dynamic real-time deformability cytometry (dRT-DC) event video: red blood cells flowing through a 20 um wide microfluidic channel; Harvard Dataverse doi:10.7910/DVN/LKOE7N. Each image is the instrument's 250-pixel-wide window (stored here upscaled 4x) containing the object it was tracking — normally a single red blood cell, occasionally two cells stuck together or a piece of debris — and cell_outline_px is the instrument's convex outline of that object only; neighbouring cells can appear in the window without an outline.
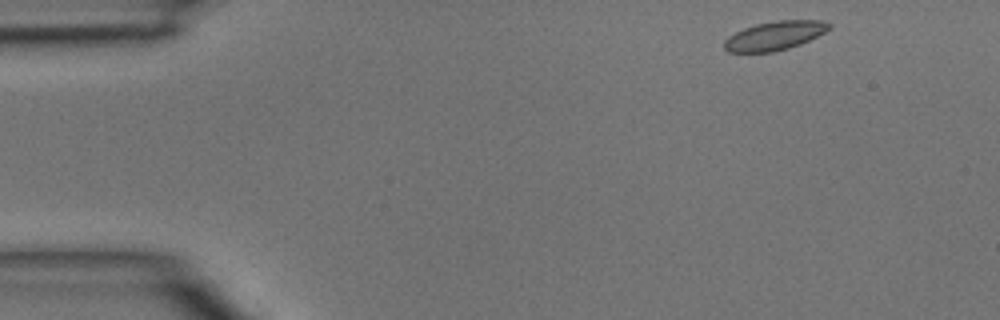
{"species": "common noctule bat (a hibernating species)", "species_latin": "Nyctalus noctula", "temperature_condition": "room temperature", "stored_images_in_passage": 6, "camera_frame_rate_fps": 3000, "um_per_image_px": 0.085, "animal": {"sex": "male", "body_mass_g": 15.6}, "frame": {"image": 1, "passage_image": 1, "time_ms": 0.0, "image_size_px": [1000, 320], "cell_outline_px": [[832, 28], [800, 44], [788, 48], [772, 52], [728, 52], [724, 48], [724, 40], [728, 36], [744, 28], [756, 24], [776, 20], [820, 20], [832, 24]], "centroid_in_image_um": [65.84, 3.02], "position_along_channel_um": 19.2, "area_um2": 17.57}}